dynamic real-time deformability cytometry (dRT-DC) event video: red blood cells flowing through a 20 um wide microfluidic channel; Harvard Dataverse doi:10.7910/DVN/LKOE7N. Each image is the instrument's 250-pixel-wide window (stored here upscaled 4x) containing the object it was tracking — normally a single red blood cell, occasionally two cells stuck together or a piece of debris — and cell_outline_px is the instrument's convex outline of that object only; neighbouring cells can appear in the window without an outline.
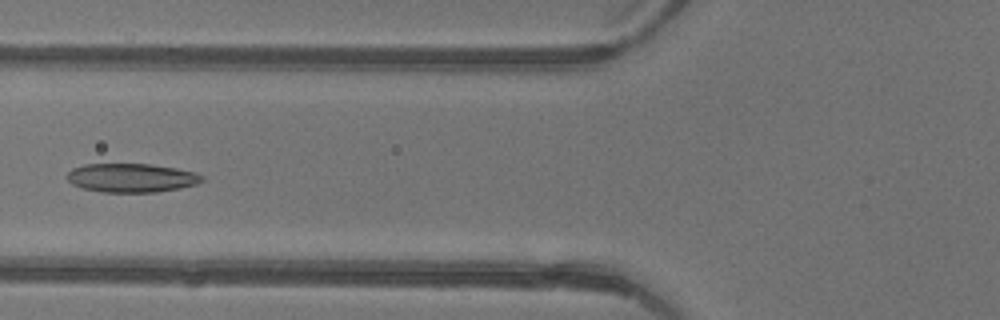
{"species": "common noctule bat (a hibernating species)", "species_latin": "Nyctalus noctula", "temperature_condition": "warm", "stored_images_in_passage": 5, "camera_frame_rate_fps": 3000, "um_per_image_px": 0.085, "animal": {"sex": "female"}, "frame": {"image": 1, "passage_image": 5, "time_ms": 1.333, "image_size_px": [1000, 320], "cell_outline_px": [[204, 180], [196, 184], [180, 188], [156, 192], [104, 192], [84, 188], [72, 184], [68, 180], [68, 172], [72, 168], [84, 164], [148, 164], [176, 168], [196, 172], [204, 176]], "centroid_in_image_um": [11.2, 15.11], "position_along_channel_um": 114.6, "area_um2": 22.6}}